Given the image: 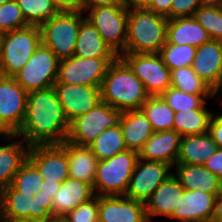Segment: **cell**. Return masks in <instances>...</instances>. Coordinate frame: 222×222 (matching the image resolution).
I'll return each mask as SVG.
<instances>
[{
  "mask_svg": "<svg viewBox=\"0 0 222 222\" xmlns=\"http://www.w3.org/2000/svg\"><path fill=\"white\" fill-rule=\"evenodd\" d=\"M70 122L54 87L29 92L26 114L15 133L29 146L62 144L67 141Z\"/></svg>",
  "mask_w": 222,
  "mask_h": 222,
  "instance_id": "1",
  "label": "cell"
},
{
  "mask_svg": "<svg viewBox=\"0 0 222 222\" xmlns=\"http://www.w3.org/2000/svg\"><path fill=\"white\" fill-rule=\"evenodd\" d=\"M100 89L101 101L122 112L140 110L149 97L142 81L120 56L109 65Z\"/></svg>",
  "mask_w": 222,
  "mask_h": 222,
  "instance_id": "2",
  "label": "cell"
},
{
  "mask_svg": "<svg viewBox=\"0 0 222 222\" xmlns=\"http://www.w3.org/2000/svg\"><path fill=\"white\" fill-rule=\"evenodd\" d=\"M168 18L148 9H128L125 53H159L166 43Z\"/></svg>",
  "mask_w": 222,
  "mask_h": 222,
  "instance_id": "3",
  "label": "cell"
},
{
  "mask_svg": "<svg viewBox=\"0 0 222 222\" xmlns=\"http://www.w3.org/2000/svg\"><path fill=\"white\" fill-rule=\"evenodd\" d=\"M0 218L9 222H50L54 218L53 199L43 191L27 195L10 185L0 191Z\"/></svg>",
  "mask_w": 222,
  "mask_h": 222,
  "instance_id": "4",
  "label": "cell"
},
{
  "mask_svg": "<svg viewBox=\"0 0 222 222\" xmlns=\"http://www.w3.org/2000/svg\"><path fill=\"white\" fill-rule=\"evenodd\" d=\"M138 159V152L126 149L111 158L98 161L93 186L95 195H125Z\"/></svg>",
  "mask_w": 222,
  "mask_h": 222,
  "instance_id": "5",
  "label": "cell"
},
{
  "mask_svg": "<svg viewBox=\"0 0 222 222\" xmlns=\"http://www.w3.org/2000/svg\"><path fill=\"white\" fill-rule=\"evenodd\" d=\"M41 42L40 27L35 25L3 33L0 75L13 77L28 62Z\"/></svg>",
  "mask_w": 222,
  "mask_h": 222,
  "instance_id": "6",
  "label": "cell"
},
{
  "mask_svg": "<svg viewBox=\"0 0 222 222\" xmlns=\"http://www.w3.org/2000/svg\"><path fill=\"white\" fill-rule=\"evenodd\" d=\"M83 11L58 12L40 26L41 41L59 59L74 55Z\"/></svg>",
  "mask_w": 222,
  "mask_h": 222,
  "instance_id": "7",
  "label": "cell"
},
{
  "mask_svg": "<svg viewBox=\"0 0 222 222\" xmlns=\"http://www.w3.org/2000/svg\"><path fill=\"white\" fill-rule=\"evenodd\" d=\"M122 113L121 110L101 101L89 112L79 115L70 122L67 142L80 147H89L105 129L120 124Z\"/></svg>",
  "mask_w": 222,
  "mask_h": 222,
  "instance_id": "8",
  "label": "cell"
},
{
  "mask_svg": "<svg viewBox=\"0 0 222 222\" xmlns=\"http://www.w3.org/2000/svg\"><path fill=\"white\" fill-rule=\"evenodd\" d=\"M86 18L117 56L125 53L128 8L125 5L98 6L88 9Z\"/></svg>",
  "mask_w": 222,
  "mask_h": 222,
  "instance_id": "9",
  "label": "cell"
},
{
  "mask_svg": "<svg viewBox=\"0 0 222 222\" xmlns=\"http://www.w3.org/2000/svg\"><path fill=\"white\" fill-rule=\"evenodd\" d=\"M59 59L42 42L13 77L29 93L51 88L58 76Z\"/></svg>",
  "mask_w": 222,
  "mask_h": 222,
  "instance_id": "10",
  "label": "cell"
},
{
  "mask_svg": "<svg viewBox=\"0 0 222 222\" xmlns=\"http://www.w3.org/2000/svg\"><path fill=\"white\" fill-rule=\"evenodd\" d=\"M120 57L142 81L149 96H160L171 86L170 69L158 53H123Z\"/></svg>",
  "mask_w": 222,
  "mask_h": 222,
  "instance_id": "11",
  "label": "cell"
},
{
  "mask_svg": "<svg viewBox=\"0 0 222 222\" xmlns=\"http://www.w3.org/2000/svg\"><path fill=\"white\" fill-rule=\"evenodd\" d=\"M27 96L14 77L0 75V134H15L21 128Z\"/></svg>",
  "mask_w": 222,
  "mask_h": 222,
  "instance_id": "12",
  "label": "cell"
},
{
  "mask_svg": "<svg viewBox=\"0 0 222 222\" xmlns=\"http://www.w3.org/2000/svg\"><path fill=\"white\" fill-rule=\"evenodd\" d=\"M116 58H81L75 55L59 60L55 83L101 86L109 65Z\"/></svg>",
  "mask_w": 222,
  "mask_h": 222,
  "instance_id": "13",
  "label": "cell"
},
{
  "mask_svg": "<svg viewBox=\"0 0 222 222\" xmlns=\"http://www.w3.org/2000/svg\"><path fill=\"white\" fill-rule=\"evenodd\" d=\"M171 169L169 164L138 159L125 196L145 204L154 190L173 174Z\"/></svg>",
  "mask_w": 222,
  "mask_h": 222,
  "instance_id": "14",
  "label": "cell"
},
{
  "mask_svg": "<svg viewBox=\"0 0 222 222\" xmlns=\"http://www.w3.org/2000/svg\"><path fill=\"white\" fill-rule=\"evenodd\" d=\"M28 160L46 182L62 183L69 178L67 141L62 144L30 146Z\"/></svg>",
  "mask_w": 222,
  "mask_h": 222,
  "instance_id": "15",
  "label": "cell"
},
{
  "mask_svg": "<svg viewBox=\"0 0 222 222\" xmlns=\"http://www.w3.org/2000/svg\"><path fill=\"white\" fill-rule=\"evenodd\" d=\"M53 87L69 122L101 102V86L55 83Z\"/></svg>",
  "mask_w": 222,
  "mask_h": 222,
  "instance_id": "16",
  "label": "cell"
},
{
  "mask_svg": "<svg viewBox=\"0 0 222 222\" xmlns=\"http://www.w3.org/2000/svg\"><path fill=\"white\" fill-rule=\"evenodd\" d=\"M200 190H185L170 219L177 222H212L216 197Z\"/></svg>",
  "mask_w": 222,
  "mask_h": 222,
  "instance_id": "17",
  "label": "cell"
},
{
  "mask_svg": "<svg viewBox=\"0 0 222 222\" xmlns=\"http://www.w3.org/2000/svg\"><path fill=\"white\" fill-rule=\"evenodd\" d=\"M191 68L219 93L222 90V41L210 40L197 47Z\"/></svg>",
  "mask_w": 222,
  "mask_h": 222,
  "instance_id": "18",
  "label": "cell"
},
{
  "mask_svg": "<svg viewBox=\"0 0 222 222\" xmlns=\"http://www.w3.org/2000/svg\"><path fill=\"white\" fill-rule=\"evenodd\" d=\"M146 216L145 204L125 195L98 196L100 222H142Z\"/></svg>",
  "mask_w": 222,
  "mask_h": 222,
  "instance_id": "19",
  "label": "cell"
},
{
  "mask_svg": "<svg viewBox=\"0 0 222 222\" xmlns=\"http://www.w3.org/2000/svg\"><path fill=\"white\" fill-rule=\"evenodd\" d=\"M181 137L175 130L153 132L138 152L139 159L162 162L173 167L179 154Z\"/></svg>",
  "mask_w": 222,
  "mask_h": 222,
  "instance_id": "20",
  "label": "cell"
},
{
  "mask_svg": "<svg viewBox=\"0 0 222 222\" xmlns=\"http://www.w3.org/2000/svg\"><path fill=\"white\" fill-rule=\"evenodd\" d=\"M18 138L16 134H0L1 141L8 143L0 145V191L11 185L13 177L28 159L30 146L22 139L14 142Z\"/></svg>",
  "mask_w": 222,
  "mask_h": 222,
  "instance_id": "21",
  "label": "cell"
},
{
  "mask_svg": "<svg viewBox=\"0 0 222 222\" xmlns=\"http://www.w3.org/2000/svg\"><path fill=\"white\" fill-rule=\"evenodd\" d=\"M183 192L184 188L172 174L154 190L145 203L146 216L151 219L154 216L170 218L178 206Z\"/></svg>",
  "mask_w": 222,
  "mask_h": 222,
  "instance_id": "22",
  "label": "cell"
},
{
  "mask_svg": "<svg viewBox=\"0 0 222 222\" xmlns=\"http://www.w3.org/2000/svg\"><path fill=\"white\" fill-rule=\"evenodd\" d=\"M173 175L185 190H200L210 194L222 192V181L204 165L175 164Z\"/></svg>",
  "mask_w": 222,
  "mask_h": 222,
  "instance_id": "23",
  "label": "cell"
},
{
  "mask_svg": "<svg viewBox=\"0 0 222 222\" xmlns=\"http://www.w3.org/2000/svg\"><path fill=\"white\" fill-rule=\"evenodd\" d=\"M95 196L93 186L74 179L67 178L62 182L59 191L53 199V216L62 217L68 211L74 210Z\"/></svg>",
  "mask_w": 222,
  "mask_h": 222,
  "instance_id": "24",
  "label": "cell"
},
{
  "mask_svg": "<svg viewBox=\"0 0 222 222\" xmlns=\"http://www.w3.org/2000/svg\"><path fill=\"white\" fill-rule=\"evenodd\" d=\"M210 40L208 32L193 16L168 19L166 43L197 48Z\"/></svg>",
  "mask_w": 222,
  "mask_h": 222,
  "instance_id": "25",
  "label": "cell"
},
{
  "mask_svg": "<svg viewBox=\"0 0 222 222\" xmlns=\"http://www.w3.org/2000/svg\"><path fill=\"white\" fill-rule=\"evenodd\" d=\"M120 127L125 147L136 152L141 150L154 132L152 124L141 109L123 112L120 118Z\"/></svg>",
  "mask_w": 222,
  "mask_h": 222,
  "instance_id": "26",
  "label": "cell"
},
{
  "mask_svg": "<svg viewBox=\"0 0 222 222\" xmlns=\"http://www.w3.org/2000/svg\"><path fill=\"white\" fill-rule=\"evenodd\" d=\"M217 149L209 132L182 136L176 164L204 165Z\"/></svg>",
  "mask_w": 222,
  "mask_h": 222,
  "instance_id": "27",
  "label": "cell"
},
{
  "mask_svg": "<svg viewBox=\"0 0 222 222\" xmlns=\"http://www.w3.org/2000/svg\"><path fill=\"white\" fill-rule=\"evenodd\" d=\"M74 55L81 58H117L86 17L81 21Z\"/></svg>",
  "mask_w": 222,
  "mask_h": 222,
  "instance_id": "28",
  "label": "cell"
},
{
  "mask_svg": "<svg viewBox=\"0 0 222 222\" xmlns=\"http://www.w3.org/2000/svg\"><path fill=\"white\" fill-rule=\"evenodd\" d=\"M69 178L94 186L98 159L89 147H80L67 142Z\"/></svg>",
  "mask_w": 222,
  "mask_h": 222,
  "instance_id": "29",
  "label": "cell"
},
{
  "mask_svg": "<svg viewBox=\"0 0 222 222\" xmlns=\"http://www.w3.org/2000/svg\"><path fill=\"white\" fill-rule=\"evenodd\" d=\"M214 113L207 109H193L175 112L173 130L181 136H192L208 132Z\"/></svg>",
  "mask_w": 222,
  "mask_h": 222,
  "instance_id": "30",
  "label": "cell"
},
{
  "mask_svg": "<svg viewBox=\"0 0 222 222\" xmlns=\"http://www.w3.org/2000/svg\"><path fill=\"white\" fill-rule=\"evenodd\" d=\"M141 110L152 124L154 132L173 130L175 112L161 96H149Z\"/></svg>",
  "mask_w": 222,
  "mask_h": 222,
  "instance_id": "31",
  "label": "cell"
},
{
  "mask_svg": "<svg viewBox=\"0 0 222 222\" xmlns=\"http://www.w3.org/2000/svg\"><path fill=\"white\" fill-rule=\"evenodd\" d=\"M98 161L113 157L126 150L120 124L105 129L89 146Z\"/></svg>",
  "mask_w": 222,
  "mask_h": 222,
  "instance_id": "32",
  "label": "cell"
},
{
  "mask_svg": "<svg viewBox=\"0 0 222 222\" xmlns=\"http://www.w3.org/2000/svg\"><path fill=\"white\" fill-rule=\"evenodd\" d=\"M171 86L192 95H217L191 68L180 67L170 70Z\"/></svg>",
  "mask_w": 222,
  "mask_h": 222,
  "instance_id": "33",
  "label": "cell"
},
{
  "mask_svg": "<svg viewBox=\"0 0 222 222\" xmlns=\"http://www.w3.org/2000/svg\"><path fill=\"white\" fill-rule=\"evenodd\" d=\"M174 112L207 109L206 100L216 95H192L170 86L160 95Z\"/></svg>",
  "mask_w": 222,
  "mask_h": 222,
  "instance_id": "34",
  "label": "cell"
},
{
  "mask_svg": "<svg viewBox=\"0 0 222 222\" xmlns=\"http://www.w3.org/2000/svg\"><path fill=\"white\" fill-rule=\"evenodd\" d=\"M29 25L41 26L58 11L50 0H15Z\"/></svg>",
  "mask_w": 222,
  "mask_h": 222,
  "instance_id": "35",
  "label": "cell"
},
{
  "mask_svg": "<svg viewBox=\"0 0 222 222\" xmlns=\"http://www.w3.org/2000/svg\"><path fill=\"white\" fill-rule=\"evenodd\" d=\"M196 52V47L192 45H175L165 43L158 53L163 63L174 70L180 67H189L192 65Z\"/></svg>",
  "mask_w": 222,
  "mask_h": 222,
  "instance_id": "36",
  "label": "cell"
},
{
  "mask_svg": "<svg viewBox=\"0 0 222 222\" xmlns=\"http://www.w3.org/2000/svg\"><path fill=\"white\" fill-rule=\"evenodd\" d=\"M43 177L37 168L27 159L13 177L11 186L27 195H35L40 191Z\"/></svg>",
  "mask_w": 222,
  "mask_h": 222,
  "instance_id": "37",
  "label": "cell"
},
{
  "mask_svg": "<svg viewBox=\"0 0 222 222\" xmlns=\"http://www.w3.org/2000/svg\"><path fill=\"white\" fill-rule=\"evenodd\" d=\"M193 17L205 28L211 40L222 41V7L201 6Z\"/></svg>",
  "mask_w": 222,
  "mask_h": 222,
  "instance_id": "38",
  "label": "cell"
},
{
  "mask_svg": "<svg viewBox=\"0 0 222 222\" xmlns=\"http://www.w3.org/2000/svg\"><path fill=\"white\" fill-rule=\"evenodd\" d=\"M28 25L15 0L0 5V32H11Z\"/></svg>",
  "mask_w": 222,
  "mask_h": 222,
  "instance_id": "39",
  "label": "cell"
},
{
  "mask_svg": "<svg viewBox=\"0 0 222 222\" xmlns=\"http://www.w3.org/2000/svg\"><path fill=\"white\" fill-rule=\"evenodd\" d=\"M67 222H97L98 219V196L81 203L74 210L68 211L62 216Z\"/></svg>",
  "mask_w": 222,
  "mask_h": 222,
  "instance_id": "40",
  "label": "cell"
},
{
  "mask_svg": "<svg viewBox=\"0 0 222 222\" xmlns=\"http://www.w3.org/2000/svg\"><path fill=\"white\" fill-rule=\"evenodd\" d=\"M201 7L200 0H173L171 5V19L192 17Z\"/></svg>",
  "mask_w": 222,
  "mask_h": 222,
  "instance_id": "41",
  "label": "cell"
},
{
  "mask_svg": "<svg viewBox=\"0 0 222 222\" xmlns=\"http://www.w3.org/2000/svg\"><path fill=\"white\" fill-rule=\"evenodd\" d=\"M204 166L222 181V147H218L216 152L204 163Z\"/></svg>",
  "mask_w": 222,
  "mask_h": 222,
  "instance_id": "42",
  "label": "cell"
},
{
  "mask_svg": "<svg viewBox=\"0 0 222 222\" xmlns=\"http://www.w3.org/2000/svg\"><path fill=\"white\" fill-rule=\"evenodd\" d=\"M208 132L218 147H222V113L213 114Z\"/></svg>",
  "mask_w": 222,
  "mask_h": 222,
  "instance_id": "43",
  "label": "cell"
},
{
  "mask_svg": "<svg viewBox=\"0 0 222 222\" xmlns=\"http://www.w3.org/2000/svg\"><path fill=\"white\" fill-rule=\"evenodd\" d=\"M58 12L82 11L81 0H50Z\"/></svg>",
  "mask_w": 222,
  "mask_h": 222,
  "instance_id": "44",
  "label": "cell"
},
{
  "mask_svg": "<svg viewBox=\"0 0 222 222\" xmlns=\"http://www.w3.org/2000/svg\"><path fill=\"white\" fill-rule=\"evenodd\" d=\"M172 2L173 0H153L152 4L147 9L171 19Z\"/></svg>",
  "mask_w": 222,
  "mask_h": 222,
  "instance_id": "45",
  "label": "cell"
},
{
  "mask_svg": "<svg viewBox=\"0 0 222 222\" xmlns=\"http://www.w3.org/2000/svg\"><path fill=\"white\" fill-rule=\"evenodd\" d=\"M82 11L98 6L125 5V0H81Z\"/></svg>",
  "mask_w": 222,
  "mask_h": 222,
  "instance_id": "46",
  "label": "cell"
},
{
  "mask_svg": "<svg viewBox=\"0 0 222 222\" xmlns=\"http://www.w3.org/2000/svg\"><path fill=\"white\" fill-rule=\"evenodd\" d=\"M61 184V182H46V180H44L40 187V191H43L44 194L53 198L59 191Z\"/></svg>",
  "mask_w": 222,
  "mask_h": 222,
  "instance_id": "47",
  "label": "cell"
},
{
  "mask_svg": "<svg viewBox=\"0 0 222 222\" xmlns=\"http://www.w3.org/2000/svg\"><path fill=\"white\" fill-rule=\"evenodd\" d=\"M153 0H125L128 9H147Z\"/></svg>",
  "mask_w": 222,
  "mask_h": 222,
  "instance_id": "48",
  "label": "cell"
},
{
  "mask_svg": "<svg viewBox=\"0 0 222 222\" xmlns=\"http://www.w3.org/2000/svg\"><path fill=\"white\" fill-rule=\"evenodd\" d=\"M212 222H222V192L216 197Z\"/></svg>",
  "mask_w": 222,
  "mask_h": 222,
  "instance_id": "49",
  "label": "cell"
},
{
  "mask_svg": "<svg viewBox=\"0 0 222 222\" xmlns=\"http://www.w3.org/2000/svg\"><path fill=\"white\" fill-rule=\"evenodd\" d=\"M201 6L222 7V0H200Z\"/></svg>",
  "mask_w": 222,
  "mask_h": 222,
  "instance_id": "50",
  "label": "cell"
},
{
  "mask_svg": "<svg viewBox=\"0 0 222 222\" xmlns=\"http://www.w3.org/2000/svg\"><path fill=\"white\" fill-rule=\"evenodd\" d=\"M50 222H67L62 217H54Z\"/></svg>",
  "mask_w": 222,
  "mask_h": 222,
  "instance_id": "51",
  "label": "cell"
},
{
  "mask_svg": "<svg viewBox=\"0 0 222 222\" xmlns=\"http://www.w3.org/2000/svg\"><path fill=\"white\" fill-rule=\"evenodd\" d=\"M152 220H153V219L147 217V218H145L142 222H153Z\"/></svg>",
  "mask_w": 222,
  "mask_h": 222,
  "instance_id": "52",
  "label": "cell"
},
{
  "mask_svg": "<svg viewBox=\"0 0 222 222\" xmlns=\"http://www.w3.org/2000/svg\"><path fill=\"white\" fill-rule=\"evenodd\" d=\"M10 1H12V0H0V5L4 4L6 2H10Z\"/></svg>",
  "mask_w": 222,
  "mask_h": 222,
  "instance_id": "53",
  "label": "cell"
},
{
  "mask_svg": "<svg viewBox=\"0 0 222 222\" xmlns=\"http://www.w3.org/2000/svg\"><path fill=\"white\" fill-rule=\"evenodd\" d=\"M2 36H3V33L0 32V52H1V41H2Z\"/></svg>",
  "mask_w": 222,
  "mask_h": 222,
  "instance_id": "54",
  "label": "cell"
},
{
  "mask_svg": "<svg viewBox=\"0 0 222 222\" xmlns=\"http://www.w3.org/2000/svg\"><path fill=\"white\" fill-rule=\"evenodd\" d=\"M0 222H9V221H5V220H3V219L0 218Z\"/></svg>",
  "mask_w": 222,
  "mask_h": 222,
  "instance_id": "55",
  "label": "cell"
}]
</instances>
